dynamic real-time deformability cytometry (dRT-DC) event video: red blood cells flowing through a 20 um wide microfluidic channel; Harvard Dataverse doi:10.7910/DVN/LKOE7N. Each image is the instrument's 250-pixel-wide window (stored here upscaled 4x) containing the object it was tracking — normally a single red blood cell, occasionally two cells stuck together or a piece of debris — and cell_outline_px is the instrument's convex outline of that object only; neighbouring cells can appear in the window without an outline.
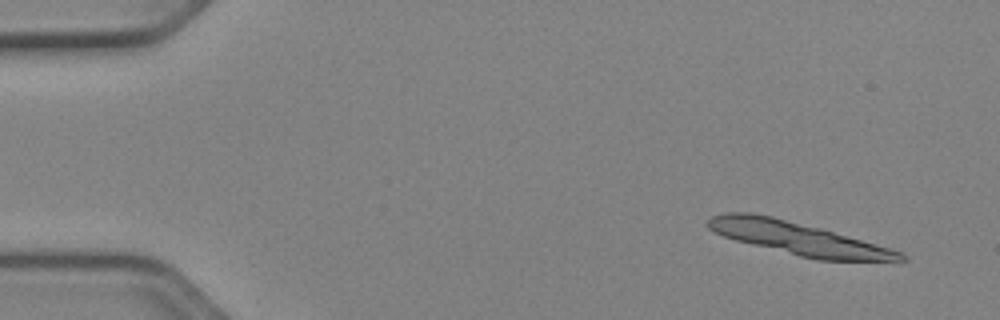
{"species": "Egyptian fruit bat (a non-hibernating species)", "species_latin": "Rousettus aegyptiacus", "temperature_condition": "cold", "stored_images_in_passage": 12, "camera_frame_rate_fps": 3000, "um_per_image_px": 0.085, "animal": {"sex": "female"}, "frame": {"image": 1, "passage_image": 1, "time_ms": 0.0, "image_size_px": [1000, 320], "cell_outline_px": [[908, 260], [816, 260], [736, 240], [724, 236], [708, 228], [704, 224], [712, 216], [724, 212], [752, 212], [772, 216], [820, 228], [904, 252], [908, 256]], "centroid_in_image_um": [67.81, 20.24], "position_along_channel_um": 17.2, "area_um2": 36.24}}